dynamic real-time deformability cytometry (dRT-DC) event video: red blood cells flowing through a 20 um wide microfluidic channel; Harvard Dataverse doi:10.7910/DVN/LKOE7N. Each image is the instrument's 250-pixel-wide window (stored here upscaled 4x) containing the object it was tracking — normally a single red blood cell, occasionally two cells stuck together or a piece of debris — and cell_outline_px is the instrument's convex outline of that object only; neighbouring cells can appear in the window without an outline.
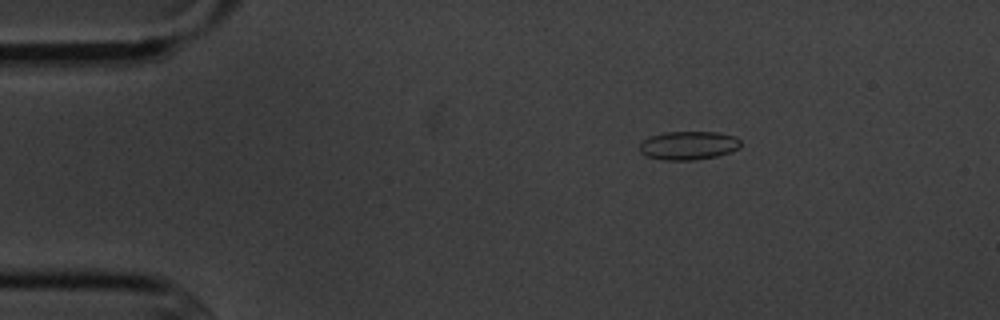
{"species": "common noctule bat (a hibernating species)", "species_latin": "Nyctalus noctula", "temperature_condition": "cold", "stored_images_in_passage": 3, "camera_frame_rate_fps": 3000, "um_per_image_px": 0.085, "animal": {"sex": "male", "body_mass_g": 20.1, "forearm_length_mm": 53.5}, "frame": {"image": 1, "passage_image": 1, "time_ms": 0.0, "image_size_px": [1000, 320], "cell_outline_px": [[740, 148], [716, 156], [692, 160], [664, 160], [648, 156], [640, 152], [640, 144], [644, 140], [652, 136], [664, 132], [716, 132], [736, 136], [740, 140]], "centroid_in_image_um": [58.54, 12.36], "position_along_channel_um": 26.5, "area_um2": 16.65}}
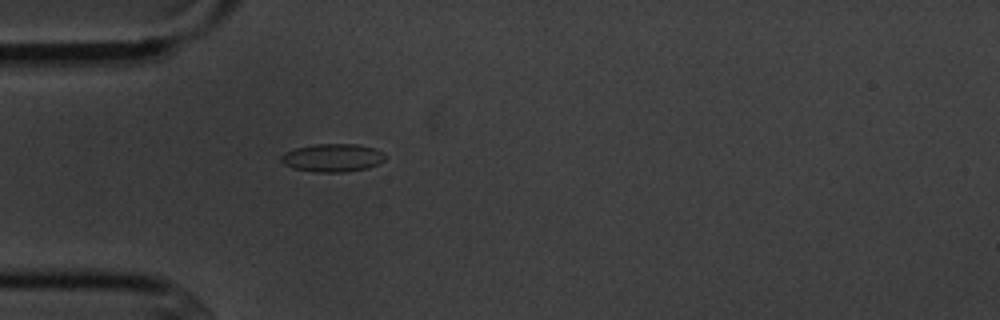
{"frame": {"image": 2, "passage_image": 3, "time_ms": 2.333, "image_size_px": [1000, 320], "cell_outline_px": [[384, 160], [368, 168], [344, 172], [316, 172], [292, 168], [284, 164], [280, 160], [280, 156], [284, 152], [296, 148], [316, 144], [356, 144], [376, 148], [384, 152]], "centroid_in_image_um": [28.25, 13.41], "position_along_channel_um": 56.7, "area_um2": 17.05}}